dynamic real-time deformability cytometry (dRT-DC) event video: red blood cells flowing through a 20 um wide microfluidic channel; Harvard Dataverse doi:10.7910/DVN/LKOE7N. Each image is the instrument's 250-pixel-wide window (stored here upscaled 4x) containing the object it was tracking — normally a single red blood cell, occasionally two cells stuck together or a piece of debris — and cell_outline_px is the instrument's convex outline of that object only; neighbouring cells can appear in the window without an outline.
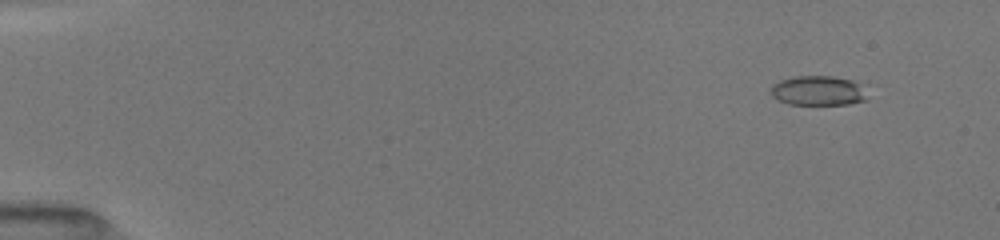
{"species": "common noctule bat (a hibernating species)", "species_latin": "Nyctalus noctula", "temperature_condition": "room temperature", "stored_images_in_passage": 27, "camera_frame_rate_fps": 3000, "um_per_image_px": 0.085, "animal": {"sex": "female", "body_mass_g": 19.5, "forearm_length_mm": 54.1}, "frame": {"image": 1, "passage_image": 4, "time_ms": 1.333, "image_size_px": [1000, 240], "cell_outline_px": [[864, 100], [848, 104], [788, 104], [772, 96], [772, 84], [780, 80], [792, 76], [832, 76], [852, 80], [860, 84]], "centroid_in_image_um": [69.47, 7.69], "position_along_channel_um": 15.5, "area_um2": 16.3}}
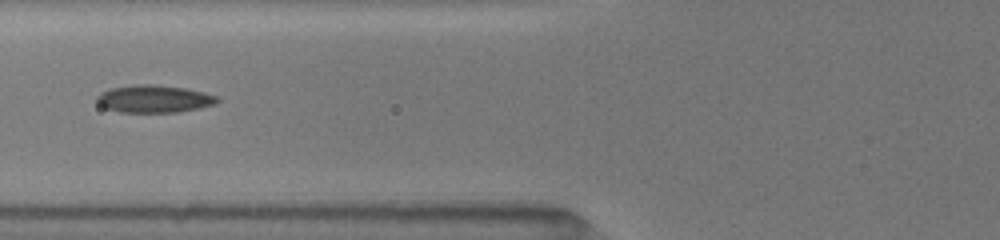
{"frame": {"image": 2, "passage_image": 20, "time_ms": 7.0, "image_size_px": [1000, 240], "cell_outline_px": [[220, 100], [216, 104], [200, 108], [176, 112], [120, 112], [104, 108], [96, 100], [96, 96], [100, 92], [108, 88], [136, 84], [152, 84], [184, 88], [204, 92], [216, 96]], "centroid_in_image_um": [13.07, 8.4], "position_along_channel_um": 112.7, "area_um2": 19.42}}
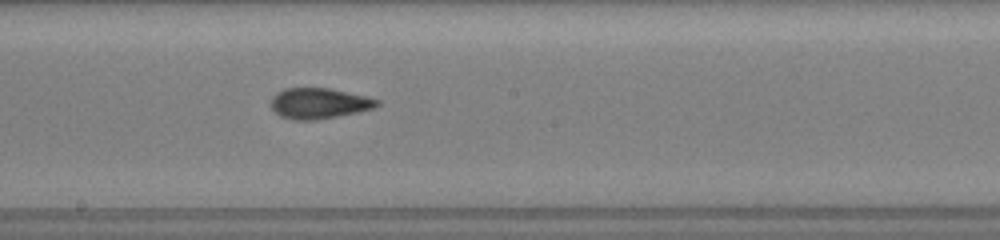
{"frame": {"image": 3, "passage_image": 27, "time_ms": 9.667, "image_size_px": [1000, 240], "cell_outline_px": [[380, 104], [376, 108], [316, 120], [292, 120], [280, 116], [268, 104], [268, 100], [276, 92], [284, 88], [328, 88], [364, 96], [380, 100]], "centroid_in_image_um": [27.05, 8.78], "position_along_channel_um": 221.1, "area_um2": 19.07}}